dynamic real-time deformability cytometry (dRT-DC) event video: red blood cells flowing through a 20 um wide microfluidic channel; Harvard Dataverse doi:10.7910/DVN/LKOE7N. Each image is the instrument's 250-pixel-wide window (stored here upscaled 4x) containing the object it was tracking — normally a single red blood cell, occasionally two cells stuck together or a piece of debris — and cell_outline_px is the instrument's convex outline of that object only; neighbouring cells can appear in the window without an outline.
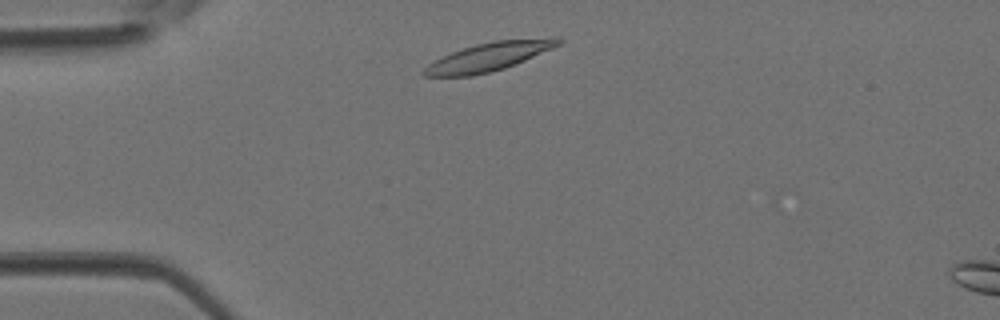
{"species": "Egyptian fruit bat (a non-hibernating species)", "species_latin": "Rousettus aegyptiacus", "temperature_condition": "room temperature", "stored_images_in_passage": 2, "camera_frame_rate_fps": 3000, "um_per_image_px": 0.085, "animal": {"sex": "female"}, "frame": {"image": 1, "passage_image": 1, "time_ms": 0.0, "image_size_px": [1000, 320], "cell_outline_px": [[564, 40], [560, 44], [552, 48], [524, 60], [504, 68], [472, 76], [424, 76], [420, 72], [428, 64], [452, 52], [476, 44], [496, 40], [552, 36], [560, 36]], "centroid_in_image_um": [41.61, 4.79], "position_along_channel_um": 43.4, "area_um2": 22.25}}